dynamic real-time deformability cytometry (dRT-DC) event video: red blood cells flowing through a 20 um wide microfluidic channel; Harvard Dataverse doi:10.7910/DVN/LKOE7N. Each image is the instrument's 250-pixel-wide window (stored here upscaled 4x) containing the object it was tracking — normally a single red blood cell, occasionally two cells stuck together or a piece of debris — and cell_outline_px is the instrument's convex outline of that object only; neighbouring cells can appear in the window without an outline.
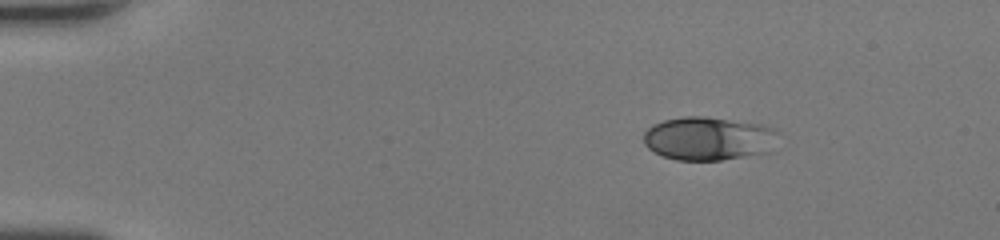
{"species": "human", "species_latin": "Homo sapiens", "temperature_condition": "room temperature", "stored_images_in_passage": 35, "camera_frame_rate_fps": 3000, "um_per_image_px": 0.085, "donor": {"sex": "female"}, "frame": {"image": 1, "passage_image": 1, "time_ms": 0.0, "image_size_px": [1000, 240], "cell_outline_px": [[780, 132], [772, 152], [720, 160], [676, 160], [664, 156], [648, 148], [644, 144], [644, 132], [652, 124], [664, 120], [684, 116], [704, 116], [760, 124], [772, 128]], "centroid_in_image_um": [60.26, 11.77], "position_along_channel_um": 24.7, "area_um2": 34.39}}
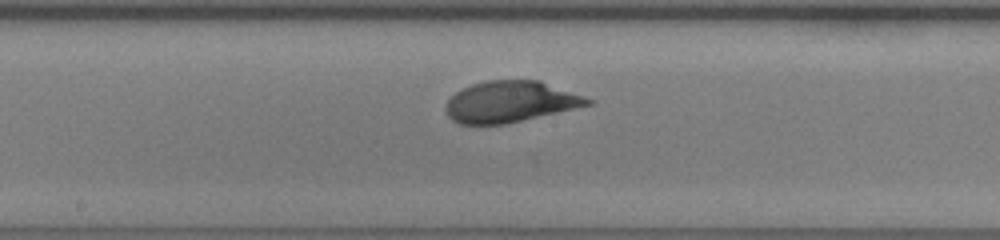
{"frame": {"image": 2, "passage_image": 20, "time_ms": 6.333, "image_size_px": [1000, 240], "cell_outline_px": [[592, 104], [504, 124], [460, 124], [452, 120], [448, 116], [444, 108], [448, 100], [456, 92], [472, 84], [488, 80], [540, 80], [584, 96], [592, 100]], "centroid_in_image_um": [43.35, 8.64], "position_along_channel_um": 204.9, "area_um2": 33.7}}
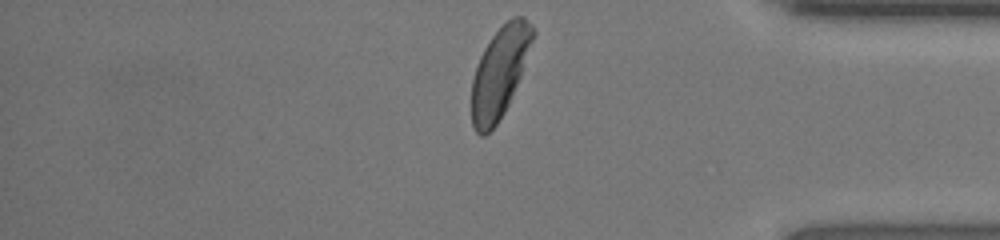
{"frame": {"image": 3, "passage_image": 35, "time_ms": 11.333, "image_size_px": [1000, 240], "cell_outline_px": [[536, 32], [520, 76], [508, 104], [504, 112], [496, 124], [484, 136], [480, 136], [476, 132], [472, 124], [472, 80], [480, 56], [484, 48], [492, 36], [512, 16], [524, 16], [532, 24]], "centroid_in_image_um": [42.48, 6.12], "position_along_channel_um": 392.7, "area_um2": 31.79}, "authors_computed_cell_mechanics": {"area_um2": 34.102, "velocity_mm_per_s": 4.1013, "shape_relaxation_time_tau1_ms": 3.015, "shape_relaxation_time_tau2_ms": null, "deformation_change_tau1": 0.1315, "deformation_change_tau2": null}}